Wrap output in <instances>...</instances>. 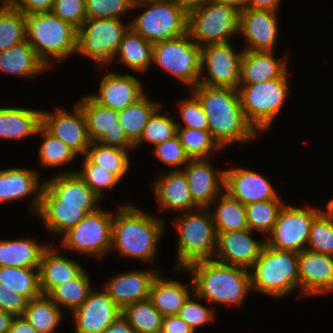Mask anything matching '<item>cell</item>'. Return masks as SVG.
<instances>
[{
  "instance_id": "cell-1",
  "label": "cell",
  "mask_w": 333,
  "mask_h": 333,
  "mask_svg": "<svg viewBox=\"0 0 333 333\" xmlns=\"http://www.w3.org/2000/svg\"><path fill=\"white\" fill-rule=\"evenodd\" d=\"M191 91L204 109L208 130L221 147L256 139L257 132L244 117L238 89L198 84Z\"/></svg>"
},
{
  "instance_id": "cell-2",
  "label": "cell",
  "mask_w": 333,
  "mask_h": 333,
  "mask_svg": "<svg viewBox=\"0 0 333 333\" xmlns=\"http://www.w3.org/2000/svg\"><path fill=\"white\" fill-rule=\"evenodd\" d=\"M114 214L110 252L116 248L122 256L154 261L165 230L164 220L131 204L120 205Z\"/></svg>"
},
{
  "instance_id": "cell-3",
  "label": "cell",
  "mask_w": 333,
  "mask_h": 333,
  "mask_svg": "<svg viewBox=\"0 0 333 333\" xmlns=\"http://www.w3.org/2000/svg\"><path fill=\"white\" fill-rule=\"evenodd\" d=\"M180 270L190 273L195 295L211 303L240 307L251 290L250 271L243 267L209 259Z\"/></svg>"
},
{
  "instance_id": "cell-4",
  "label": "cell",
  "mask_w": 333,
  "mask_h": 333,
  "mask_svg": "<svg viewBox=\"0 0 333 333\" xmlns=\"http://www.w3.org/2000/svg\"><path fill=\"white\" fill-rule=\"evenodd\" d=\"M26 18V41L48 69L52 61L60 62L76 53L77 29L70 23L52 12L33 13Z\"/></svg>"
},
{
  "instance_id": "cell-5",
  "label": "cell",
  "mask_w": 333,
  "mask_h": 333,
  "mask_svg": "<svg viewBox=\"0 0 333 333\" xmlns=\"http://www.w3.org/2000/svg\"><path fill=\"white\" fill-rule=\"evenodd\" d=\"M183 212L174 225L178 233L177 263L175 270L188 265L213 259L217 247V233L209 208Z\"/></svg>"
},
{
  "instance_id": "cell-6",
  "label": "cell",
  "mask_w": 333,
  "mask_h": 333,
  "mask_svg": "<svg viewBox=\"0 0 333 333\" xmlns=\"http://www.w3.org/2000/svg\"><path fill=\"white\" fill-rule=\"evenodd\" d=\"M249 271L251 291L281 298L298 288V253L265 245Z\"/></svg>"
},
{
  "instance_id": "cell-7",
  "label": "cell",
  "mask_w": 333,
  "mask_h": 333,
  "mask_svg": "<svg viewBox=\"0 0 333 333\" xmlns=\"http://www.w3.org/2000/svg\"><path fill=\"white\" fill-rule=\"evenodd\" d=\"M289 87L287 72L281 78L239 85L244 117L257 133L268 130L277 118L290 93Z\"/></svg>"
},
{
  "instance_id": "cell-8",
  "label": "cell",
  "mask_w": 333,
  "mask_h": 333,
  "mask_svg": "<svg viewBox=\"0 0 333 333\" xmlns=\"http://www.w3.org/2000/svg\"><path fill=\"white\" fill-rule=\"evenodd\" d=\"M239 15L234 6L209 0L188 12V33L201 48L228 43L239 31Z\"/></svg>"
},
{
  "instance_id": "cell-9",
  "label": "cell",
  "mask_w": 333,
  "mask_h": 333,
  "mask_svg": "<svg viewBox=\"0 0 333 333\" xmlns=\"http://www.w3.org/2000/svg\"><path fill=\"white\" fill-rule=\"evenodd\" d=\"M152 63L193 89L201 76V47L189 33L153 44Z\"/></svg>"
},
{
  "instance_id": "cell-10",
  "label": "cell",
  "mask_w": 333,
  "mask_h": 333,
  "mask_svg": "<svg viewBox=\"0 0 333 333\" xmlns=\"http://www.w3.org/2000/svg\"><path fill=\"white\" fill-rule=\"evenodd\" d=\"M139 16L131 20L130 27L145 40L154 44L178 38L188 32V12L174 0L145 4Z\"/></svg>"
},
{
  "instance_id": "cell-11",
  "label": "cell",
  "mask_w": 333,
  "mask_h": 333,
  "mask_svg": "<svg viewBox=\"0 0 333 333\" xmlns=\"http://www.w3.org/2000/svg\"><path fill=\"white\" fill-rule=\"evenodd\" d=\"M129 27L130 23L125 25L122 19L87 18L77 29L76 53L106 67L115 61L114 56Z\"/></svg>"
},
{
  "instance_id": "cell-12",
  "label": "cell",
  "mask_w": 333,
  "mask_h": 333,
  "mask_svg": "<svg viewBox=\"0 0 333 333\" xmlns=\"http://www.w3.org/2000/svg\"><path fill=\"white\" fill-rule=\"evenodd\" d=\"M114 214L102 208L87 213L73 228L63 234L61 246L86 256L103 257L111 249Z\"/></svg>"
},
{
  "instance_id": "cell-13",
  "label": "cell",
  "mask_w": 333,
  "mask_h": 333,
  "mask_svg": "<svg viewBox=\"0 0 333 333\" xmlns=\"http://www.w3.org/2000/svg\"><path fill=\"white\" fill-rule=\"evenodd\" d=\"M321 211L309 205H283L274 228L266 237V246L300 253L306 249L312 222Z\"/></svg>"
},
{
  "instance_id": "cell-14",
  "label": "cell",
  "mask_w": 333,
  "mask_h": 333,
  "mask_svg": "<svg viewBox=\"0 0 333 333\" xmlns=\"http://www.w3.org/2000/svg\"><path fill=\"white\" fill-rule=\"evenodd\" d=\"M243 53V50L237 53L230 42L202 47L199 84L238 89ZM204 67L208 71L207 76L203 75Z\"/></svg>"
},
{
  "instance_id": "cell-15",
  "label": "cell",
  "mask_w": 333,
  "mask_h": 333,
  "mask_svg": "<svg viewBox=\"0 0 333 333\" xmlns=\"http://www.w3.org/2000/svg\"><path fill=\"white\" fill-rule=\"evenodd\" d=\"M82 109L91 142L105 146L135 149L118 121V111L98 104L90 95L76 102Z\"/></svg>"
},
{
  "instance_id": "cell-16",
  "label": "cell",
  "mask_w": 333,
  "mask_h": 333,
  "mask_svg": "<svg viewBox=\"0 0 333 333\" xmlns=\"http://www.w3.org/2000/svg\"><path fill=\"white\" fill-rule=\"evenodd\" d=\"M72 110L71 113L58 107L55 113L42 110V126L77 154L85 155L91 144L86 119L77 103Z\"/></svg>"
},
{
  "instance_id": "cell-17",
  "label": "cell",
  "mask_w": 333,
  "mask_h": 333,
  "mask_svg": "<svg viewBox=\"0 0 333 333\" xmlns=\"http://www.w3.org/2000/svg\"><path fill=\"white\" fill-rule=\"evenodd\" d=\"M122 309L108 293L92 289L87 299L72 313L76 333H102L121 314Z\"/></svg>"
},
{
  "instance_id": "cell-18",
  "label": "cell",
  "mask_w": 333,
  "mask_h": 333,
  "mask_svg": "<svg viewBox=\"0 0 333 333\" xmlns=\"http://www.w3.org/2000/svg\"><path fill=\"white\" fill-rule=\"evenodd\" d=\"M298 289L302 296L333 292V256L304 249L298 253Z\"/></svg>"
},
{
  "instance_id": "cell-19",
  "label": "cell",
  "mask_w": 333,
  "mask_h": 333,
  "mask_svg": "<svg viewBox=\"0 0 333 333\" xmlns=\"http://www.w3.org/2000/svg\"><path fill=\"white\" fill-rule=\"evenodd\" d=\"M217 247L214 260L250 269L260 257L266 242L255 240L250 229L216 232Z\"/></svg>"
},
{
  "instance_id": "cell-20",
  "label": "cell",
  "mask_w": 333,
  "mask_h": 333,
  "mask_svg": "<svg viewBox=\"0 0 333 333\" xmlns=\"http://www.w3.org/2000/svg\"><path fill=\"white\" fill-rule=\"evenodd\" d=\"M277 12L244 8L239 15V31L247 47L243 51H273L278 37Z\"/></svg>"
},
{
  "instance_id": "cell-21",
  "label": "cell",
  "mask_w": 333,
  "mask_h": 333,
  "mask_svg": "<svg viewBox=\"0 0 333 333\" xmlns=\"http://www.w3.org/2000/svg\"><path fill=\"white\" fill-rule=\"evenodd\" d=\"M182 170L193 202L199 208H211V203L223 192L225 170L216 171L208 158L191 159Z\"/></svg>"
},
{
  "instance_id": "cell-22",
  "label": "cell",
  "mask_w": 333,
  "mask_h": 333,
  "mask_svg": "<svg viewBox=\"0 0 333 333\" xmlns=\"http://www.w3.org/2000/svg\"><path fill=\"white\" fill-rule=\"evenodd\" d=\"M266 177L245 168L225 170L224 189L243 205L258 201L281 199Z\"/></svg>"
},
{
  "instance_id": "cell-23",
  "label": "cell",
  "mask_w": 333,
  "mask_h": 333,
  "mask_svg": "<svg viewBox=\"0 0 333 333\" xmlns=\"http://www.w3.org/2000/svg\"><path fill=\"white\" fill-rule=\"evenodd\" d=\"M98 208L99 205L61 204V200L44 185L38 214L47 231L53 235H63L76 226L87 213L94 212Z\"/></svg>"
},
{
  "instance_id": "cell-24",
  "label": "cell",
  "mask_w": 333,
  "mask_h": 333,
  "mask_svg": "<svg viewBox=\"0 0 333 333\" xmlns=\"http://www.w3.org/2000/svg\"><path fill=\"white\" fill-rule=\"evenodd\" d=\"M99 83V92L89 95L98 104L115 111L124 110L145 94L141 82L131 74L109 72Z\"/></svg>"
},
{
  "instance_id": "cell-25",
  "label": "cell",
  "mask_w": 333,
  "mask_h": 333,
  "mask_svg": "<svg viewBox=\"0 0 333 333\" xmlns=\"http://www.w3.org/2000/svg\"><path fill=\"white\" fill-rule=\"evenodd\" d=\"M159 270L145 269L119 273L104 283V290L123 309L126 305L149 299L150 290Z\"/></svg>"
},
{
  "instance_id": "cell-26",
  "label": "cell",
  "mask_w": 333,
  "mask_h": 333,
  "mask_svg": "<svg viewBox=\"0 0 333 333\" xmlns=\"http://www.w3.org/2000/svg\"><path fill=\"white\" fill-rule=\"evenodd\" d=\"M44 181L40 182L38 172L30 168H8L0 171V202H10L31 196L30 212L38 213ZM35 210V211H34Z\"/></svg>"
},
{
  "instance_id": "cell-27",
  "label": "cell",
  "mask_w": 333,
  "mask_h": 333,
  "mask_svg": "<svg viewBox=\"0 0 333 333\" xmlns=\"http://www.w3.org/2000/svg\"><path fill=\"white\" fill-rule=\"evenodd\" d=\"M159 176L152 184L159 211L188 212L199 207L193 202L183 170H172Z\"/></svg>"
},
{
  "instance_id": "cell-28",
  "label": "cell",
  "mask_w": 333,
  "mask_h": 333,
  "mask_svg": "<svg viewBox=\"0 0 333 333\" xmlns=\"http://www.w3.org/2000/svg\"><path fill=\"white\" fill-rule=\"evenodd\" d=\"M273 51H244L241 59L239 85L255 84L281 78L287 70V54L278 61Z\"/></svg>"
},
{
  "instance_id": "cell-29",
  "label": "cell",
  "mask_w": 333,
  "mask_h": 333,
  "mask_svg": "<svg viewBox=\"0 0 333 333\" xmlns=\"http://www.w3.org/2000/svg\"><path fill=\"white\" fill-rule=\"evenodd\" d=\"M84 268L80 263L57 252L48 246L42 253L39 278L42 295H47L54 287L77 277Z\"/></svg>"
},
{
  "instance_id": "cell-30",
  "label": "cell",
  "mask_w": 333,
  "mask_h": 333,
  "mask_svg": "<svg viewBox=\"0 0 333 333\" xmlns=\"http://www.w3.org/2000/svg\"><path fill=\"white\" fill-rule=\"evenodd\" d=\"M42 125V110L0 107V139L21 140L37 135Z\"/></svg>"
},
{
  "instance_id": "cell-31",
  "label": "cell",
  "mask_w": 333,
  "mask_h": 333,
  "mask_svg": "<svg viewBox=\"0 0 333 333\" xmlns=\"http://www.w3.org/2000/svg\"><path fill=\"white\" fill-rule=\"evenodd\" d=\"M44 185L61 200V204L97 205L101 200L75 170L59 171L56 176L44 180Z\"/></svg>"
},
{
  "instance_id": "cell-32",
  "label": "cell",
  "mask_w": 333,
  "mask_h": 333,
  "mask_svg": "<svg viewBox=\"0 0 333 333\" xmlns=\"http://www.w3.org/2000/svg\"><path fill=\"white\" fill-rule=\"evenodd\" d=\"M47 68L27 41L0 51V72L5 74L34 78Z\"/></svg>"
},
{
  "instance_id": "cell-33",
  "label": "cell",
  "mask_w": 333,
  "mask_h": 333,
  "mask_svg": "<svg viewBox=\"0 0 333 333\" xmlns=\"http://www.w3.org/2000/svg\"><path fill=\"white\" fill-rule=\"evenodd\" d=\"M190 280L191 285L182 284L176 279L166 280L159 273L152 283L149 299L163 316L177 315L185 301L192 295L189 290L193 292V282Z\"/></svg>"
},
{
  "instance_id": "cell-34",
  "label": "cell",
  "mask_w": 333,
  "mask_h": 333,
  "mask_svg": "<svg viewBox=\"0 0 333 333\" xmlns=\"http://www.w3.org/2000/svg\"><path fill=\"white\" fill-rule=\"evenodd\" d=\"M47 247L31 238L0 240V267L39 268Z\"/></svg>"
},
{
  "instance_id": "cell-35",
  "label": "cell",
  "mask_w": 333,
  "mask_h": 333,
  "mask_svg": "<svg viewBox=\"0 0 333 333\" xmlns=\"http://www.w3.org/2000/svg\"><path fill=\"white\" fill-rule=\"evenodd\" d=\"M134 72H146L152 65L153 44L145 40L131 27L124 33L114 58Z\"/></svg>"
},
{
  "instance_id": "cell-36",
  "label": "cell",
  "mask_w": 333,
  "mask_h": 333,
  "mask_svg": "<svg viewBox=\"0 0 333 333\" xmlns=\"http://www.w3.org/2000/svg\"><path fill=\"white\" fill-rule=\"evenodd\" d=\"M218 202V203H217ZM211 211L216 232L246 230L248 228L245 205L231 197L225 191L212 203ZM217 205V206H216Z\"/></svg>"
},
{
  "instance_id": "cell-37",
  "label": "cell",
  "mask_w": 333,
  "mask_h": 333,
  "mask_svg": "<svg viewBox=\"0 0 333 333\" xmlns=\"http://www.w3.org/2000/svg\"><path fill=\"white\" fill-rule=\"evenodd\" d=\"M149 99L144 94L124 110L118 111V121L126 136L134 145L140 140L149 118L162 106L160 103Z\"/></svg>"
},
{
  "instance_id": "cell-38",
  "label": "cell",
  "mask_w": 333,
  "mask_h": 333,
  "mask_svg": "<svg viewBox=\"0 0 333 333\" xmlns=\"http://www.w3.org/2000/svg\"><path fill=\"white\" fill-rule=\"evenodd\" d=\"M62 313L47 295H41L28 302L23 316L39 333H55L61 323Z\"/></svg>"
},
{
  "instance_id": "cell-39",
  "label": "cell",
  "mask_w": 333,
  "mask_h": 333,
  "mask_svg": "<svg viewBox=\"0 0 333 333\" xmlns=\"http://www.w3.org/2000/svg\"><path fill=\"white\" fill-rule=\"evenodd\" d=\"M128 150L115 146H105L98 142H91L85 156L100 168L114 174L119 180L129 169L130 158Z\"/></svg>"
},
{
  "instance_id": "cell-40",
  "label": "cell",
  "mask_w": 333,
  "mask_h": 333,
  "mask_svg": "<svg viewBox=\"0 0 333 333\" xmlns=\"http://www.w3.org/2000/svg\"><path fill=\"white\" fill-rule=\"evenodd\" d=\"M0 286L14 290L29 301L42 295L39 268L0 267Z\"/></svg>"
},
{
  "instance_id": "cell-41",
  "label": "cell",
  "mask_w": 333,
  "mask_h": 333,
  "mask_svg": "<svg viewBox=\"0 0 333 333\" xmlns=\"http://www.w3.org/2000/svg\"><path fill=\"white\" fill-rule=\"evenodd\" d=\"M3 1V2H2ZM0 5V51L26 41V15L6 0Z\"/></svg>"
},
{
  "instance_id": "cell-42",
  "label": "cell",
  "mask_w": 333,
  "mask_h": 333,
  "mask_svg": "<svg viewBox=\"0 0 333 333\" xmlns=\"http://www.w3.org/2000/svg\"><path fill=\"white\" fill-rule=\"evenodd\" d=\"M90 278L85 269L74 279L54 287L47 296L62 309L76 310L92 290Z\"/></svg>"
},
{
  "instance_id": "cell-43",
  "label": "cell",
  "mask_w": 333,
  "mask_h": 333,
  "mask_svg": "<svg viewBox=\"0 0 333 333\" xmlns=\"http://www.w3.org/2000/svg\"><path fill=\"white\" fill-rule=\"evenodd\" d=\"M121 313L135 333H155L162 328L164 316L154 307L150 299L128 304Z\"/></svg>"
},
{
  "instance_id": "cell-44",
  "label": "cell",
  "mask_w": 333,
  "mask_h": 333,
  "mask_svg": "<svg viewBox=\"0 0 333 333\" xmlns=\"http://www.w3.org/2000/svg\"><path fill=\"white\" fill-rule=\"evenodd\" d=\"M37 134L42 136L44 141L39 147V159L43 167H64L65 164L73 162L78 154L63 141L51 135L42 125Z\"/></svg>"
},
{
  "instance_id": "cell-45",
  "label": "cell",
  "mask_w": 333,
  "mask_h": 333,
  "mask_svg": "<svg viewBox=\"0 0 333 333\" xmlns=\"http://www.w3.org/2000/svg\"><path fill=\"white\" fill-rule=\"evenodd\" d=\"M281 199L258 201L245 205L248 228L267 234L274 228L280 209L283 207Z\"/></svg>"
},
{
  "instance_id": "cell-46",
  "label": "cell",
  "mask_w": 333,
  "mask_h": 333,
  "mask_svg": "<svg viewBox=\"0 0 333 333\" xmlns=\"http://www.w3.org/2000/svg\"><path fill=\"white\" fill-rule=\"evenodd\" d=\"M177 136L190 159H207L212 152L222 149L209 130L177 128Z\"/></svg>"
},
{
  "instance_id": "cell-47",
  "label": "cell",
  "mask_w": 333,
  "mask_h": 333,
  "mask_svg": "<svg viewBox=\"0 0 333 333\" xmlns=\"http://www.w3.org/2000/svg\"><path fill=\"white\" fill-rule=\"evenodd\" d=\"M306 249L333 256V215L327 209L314 218Z\"/></svg>"
},
{
  "instance_id": "cell-48",
  "label": "cell",
  "mask_w": 333,
  "mask_h": 333,
  "mask_svg": "<svg viewBox=\"0 0 333 333\" xmlns=\"http://www.w3.org/2000/svg\"><path fill=\"white\" fill-rule=\"evenodd\" d=\"M161 107L158 108L149 118L140 140L135 144V148L142 143H152L154 147L177 135V123L172 117L159 114Z\"/></svg>"
},
{
  "instance_id": "cell-49",
  "label": "cell",
  "mask_w": 333,
  "mask_h": 333,
  "mask_svg": "<svg viewBox=\"0 0 333 333\" xmlns=\"http://www.w3.org/2000/svg\"><path fill=\"white\" fill-rule=\"evenodd\" d=\"M82 168L76 171L77 175L100 199L104 196V189L112 191L119 184L120 180L114 174L93 164L85 155Z\"/></svg>"
},
{
  "instance_id": "cell-50",
  "label": "cell",
  "mask_w": 333,
  "mask_h": 333,
  "mask_svg": "<svg viewBox=\"0 0 333 333\" xmlns=\"http://www.w3.org/2000/svg\"><path fill=\"white\" fill-rule=\"evenodd\" d=\"M87 18L121 19L133 9L131 0H85Z\"/></svg>"
},
{
  "instance_id": "cell-51",
  "label": "cell",
  "mask_w": 333,
  "mask_h": 333,
  "mask_svg": "<svg viewBox=\"0 0 333 333\" xmlns=\"http://www.w3.org/2000/svg\"><path fill=\"white\" fill-rule=\"evenodd\" d=\"M153 149L157 159L166 166L173 168V170H182L191 160L177 135L156 145Z\"/></svg>"
},
{
  "instance_id": "cell-52",
  "label": "cell",
  "mask_w": 333,
  "mask_h": 333,
  "mask_svg": "<svg viewBox=\"0 0 333 333\" xmlns=\"http://www.w3.org/2000/svg\"><path fill=\"white\" fill-rule=\"evenodd\" d=\"M179 114L185 125L177 128H194L208 130V119L198 98L191 92L190 98L179 101Z\"/></svg>"
},
{
  "instance_id": "cell-53",
  "label": "cell",
  "mask_w": 333,
  "mask_h": 333,
  "mask_svg": "<svg viewBox=\"0 0 333 333\" xmlns=\"http://www.w3.org/2000/svg\"><path fill=\"white\" fill-rule=\"evenodd\" d=\"M196 298V301H195ZM200 298L192 293L185 301L178 312V316L183 319L196 333L198 327L214 320V309L207 308L203 304L197 302Z\"/></svg>"
},
{
  "instance_id": "cell-54",
  "label": "cell",
  "mask_w": 333,
  "mask_h": 333,
  "mask_svg": "<svg viewBox=\"0 0 333 333\" xmlns=\"http://www.w3.org/2000/svg\"><path fill=\"white\" fill-rule=\"evenodd\" d=\"M51 12L76 29L87 19L85 0H55Z\"/></svg>"
},
{
  "instance_id": "cell-55",
  "label": "cell",
  "mask_w": 333,
  "mask_h": 333,
  "mask_svg": "<svg viewBox=\"0 0 333 333\" xmlns=\"http://www.w3.org/2000/svg\"><path fill=\"white\" fill-rule=\"evenodd\" d=\"M29 300L14 290L0 286V310L13 316H23Z\"/></svg>"
},
{
  "instance_id": "cell-56",
  "label": "cell",
  "mask_w": 333,
  "mask_h": 333,
  "mask_svg": "<svg viewBox=\"0 0 333 333\" xmlns=\"http://www.w3.org/2000/svg\"><path fill=\"white\" fill-rule=\"evenodd\" d=\"M13 8L25 15L51 12L55 0H6Z\"/></svg>"
},
{
  "instance_id": "cell-57",
  "label": "cell",
  "mask_w": 333,
  "mask_h": 333,
  "mask_svg": "<svg viewBox=\"0 0 333 333\" xmlns=\"http://www.w3.org/2000/svg\"><path fill=\"white\" fill-rule=\"evenodd\" d=\"M162 328L166 333H195V331L178 315L164 316Z\"/></svg>"
},
{
  "instance_id": "cell-58",
  "label": "cell",
  "mask_w": 333,
  "mask_h": 333,
  "mask_svg": "<svg viewBox=\"0 0 333 333\" xmlns=\"http://www.w3.org/2000/svg\"><path fill=\"white\" fill-rule=\"evenodd\" d=\"M281 0H246L245 8L278 12Z\"/></svg>"
},
{
  "instance_id": "cell-59",
  "label": "cell",
  "mask_w": 333,
  "mask_h": 333,
  "mask_svg": "<svg viewBox=\"0 0 333 333\" xmlns=\"http://www.w3.org/2000/svg\"><path fill=\"white\" fill-rule=\"evenodd\" d=\"M8 333H39L24 316H14Z\"/></svg>"
},
{
  "instance_id": "cell-60",
  "label": "cell",
  "mask_w": 333,
  "mask_h": 333,
  "mask_svg": "<svg viewBox=\"0 0 333 333\" xmlns=\"http://www.w3.org/2000/svg\"><path fill=\"white\" fill-rule=\"evenodd\" d=\"M102 333H135L122 313Z\"/></svg>"
},
{
  "instance_id": "cell-61",
  "label": "cell",
  "mask_w": 333,
  "mask_h": 333,
  "mask_svg": "<svg viewBox=\"0 0 333 333\" xmlns=\"http://www.w3.org/2000/svg\"><path fill=\"white\" fill-rule=\"evenodd\" d=\"M179 6L185 9L187 12L198 8L205 4L209 0H174Z\"/></svg>"
},
{
  "instance_id": "cell-62",
  "label": "cell",
  "mask_w": 333,
  "mask_h": 333,
  "mask_svg": "<svg viewBox=\"0 0 333 333\" xmlns=\"http://www.w3.org/2000/svg\"><path fill=\"white\" fill-rule=\"evenodd\" d=\"M13 315L0 310V333H8Z\"/></svg>"
},
{
  "instance_id": "cell-63",
  "label": "cell",
  "mask_w": 333,
  "mask_h": 333,
  "mask_svg": "<svg viewBox=\"0 0 333 333\" xmlns=\"http://www.w3.org/2000/svg\"><path fill=\"white\" fill-rule=\"evenodd\" d=\"M213 1L234 6L240 11L245 8V3H246V0H213Z\"/></svg>"
},
{
  "instance_id": "cell-64",
  "label": "cell",
  "mask_w": 333,
  "mask_h": 333,
  "mask_svg": "<svg viewBox=\"0 0 333 333\" xmlns=\"http://www.w3.org/2000/svg\"><path fill=\"white\" fill-rule=\"evenodd\" d=\"M166 0H131L132 6L137 7V6H142L145 4H152V3H159L163 2Z\"/></svg>"
},
{
  "instance_id": "cell-65",
  "label": "cell",
  "mask_w": 333,
  "mask_h": 333,
  "mask_svg": "<svg viewBox=\"0 0 333 333\" xmlns=\"http://www.w3.org/2000/svg\"><path fill=\"white\" fill-rule=\"evenodd\" d=\"M333 215V199H330L325 207Z\"/></svg>"
},
{
  "instance_id": "cell-66",
  "label": "cell",
  "mask_w": 333,
  "mask_h": 333,
  "mask_svg": "<svg viewBox=\"0 0 333 333\" xmlns=\"http://www.w3.org/2000/svg\"><path fill=\"white\" fill-rule=\"evenodd\" d=\"M155 333H166L163 328L158 329Z\"/></svg>"
}]
</instances>
